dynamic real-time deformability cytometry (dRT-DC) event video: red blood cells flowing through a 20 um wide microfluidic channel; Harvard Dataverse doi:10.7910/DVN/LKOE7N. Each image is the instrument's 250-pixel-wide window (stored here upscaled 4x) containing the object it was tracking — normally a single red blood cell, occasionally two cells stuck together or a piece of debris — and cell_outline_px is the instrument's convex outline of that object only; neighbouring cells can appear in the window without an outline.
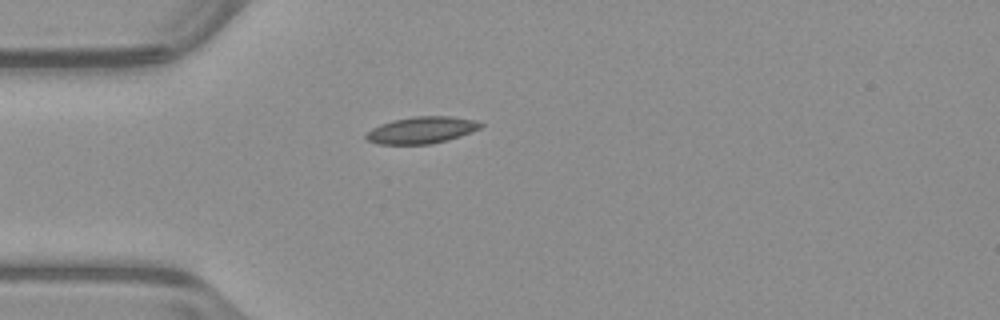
{"species": "common noctule bat (a hibernating species)", "species_latin": "Nyctalus noctula", "temperature_condition": "warm", "stored_images_in_passage": 39, "camera_frame_rate_fps": 3000, "um_per_image_px": 0.085, "animal": {"sex": "male", "body_mass_g": 23.1, "forearm_length_mm": 52.7}, "frame": {"image": 1, "passage_image": 1, "time_ms": 0.0, "image_size_px": [1000, 320], "cell_outline_px": [[484, 124], [480, 128], [472, 132], [448, 140], [432, 144], [376, 144], [368, 140], [364, 136], [372, 128], [380, 124], [392, 120], [416, 116], [452, 116], [476, 120]], "centroid_in_image_um": [35.85, 11.05], "position_along_channel_um": 49.1, "area_um2": 17.98}}
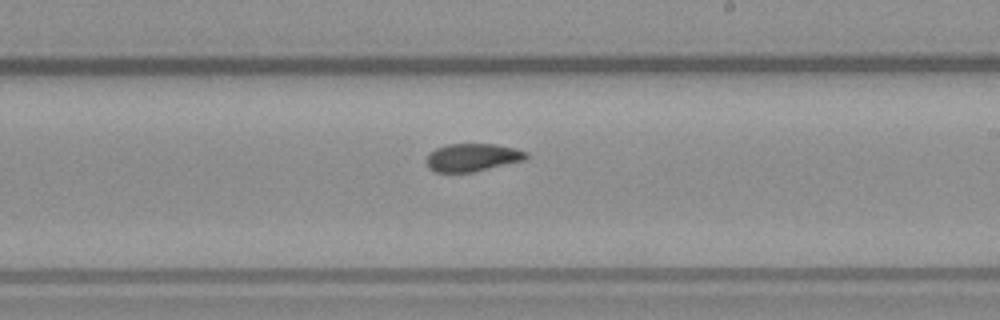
{"frame": {"image": 2, "passage_image": 17, "time_ms": 5.333, "image_size_px": [1000, 320], "cell_outline_px": [[528, 156], [524, 160], [472, 172], [436, 172], [428, 168], [424, 160], [428, 152], [436, 148], [448, 144], [496, 144], [528, 152]], "centroid_in_image_um": [40.08, 13.38], "position_along_channel_um": 248.9, "area_um2": 16.24}}
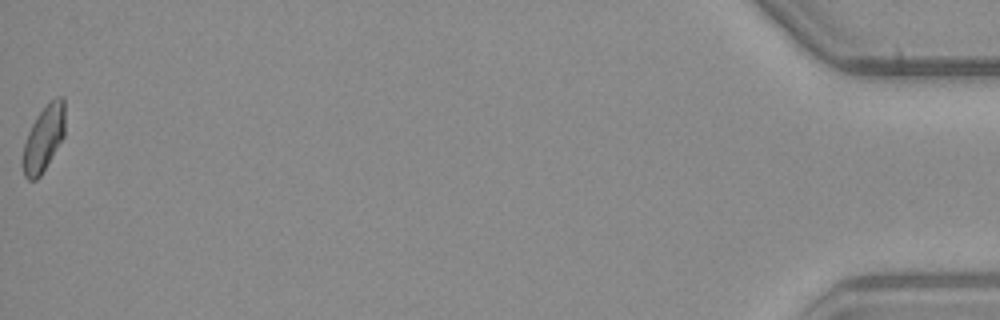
{"frame": {"image": 3, "passage_image": 39, "time_ms": 12.667, "image_size_px": [1000, 320], "cell_outline_px": [[64, 136], [40, 176], [36, 180], [28, 180], [24, 176], [20, 160], [24, 144], [28, 132], [36, 116], [56, 96], [64, 96]], "centroid_in_image_um": [3.68, 11.8], "position_along_channel_um": 431.5, "area_um2": 16.18}, "authors_computed_cell_mechanics": {"area_um2": 16.5886, "velocity_mm_per_s": 3.9616, "shape_relaxation_time_tau1_ms": null, "shape_relaxation_time_tau2_ms": 3.7522, "deformation_change_tau1": null, "deformation_change_tau2": 0.088}}